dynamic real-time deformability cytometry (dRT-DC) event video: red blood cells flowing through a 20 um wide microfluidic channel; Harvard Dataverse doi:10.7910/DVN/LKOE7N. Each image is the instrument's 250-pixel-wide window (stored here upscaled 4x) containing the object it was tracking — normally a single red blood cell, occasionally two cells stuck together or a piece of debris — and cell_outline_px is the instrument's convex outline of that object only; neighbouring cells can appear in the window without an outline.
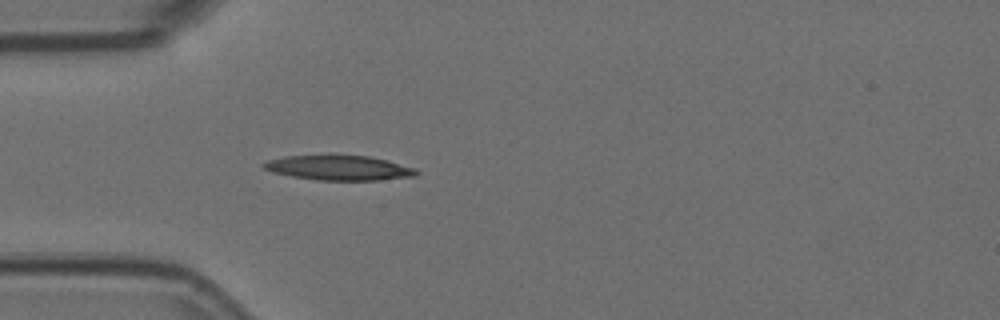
{"species": "Egyptian fruit bat (a non-hibernating species)", "species_latin": "Rousettus aegyptiacus", "temperature_condition": "room temperature", "stored_images_in_passage": 18, "camera_frame_rate_fps": 3000, "um_per_image_px": 0.085, "animal": {"sex": "female"}, "frame": {"image": 1, "passage_image": 15, "time_ms": 4.667, "image_size_px": [1000, 320], "cell_outline_px": [[420, 172], [416, 176], [380, 180], [316, 180], [292, 176], [272, 172], [264, 168], [260, 164], [268, 160], [284, 156], [368, 156], [388, 160], [416, 168]], "centroid_in_image_um": [28.85, 14.27], "position_along_channel_um": 56.2, "area_um2": 21.96}}